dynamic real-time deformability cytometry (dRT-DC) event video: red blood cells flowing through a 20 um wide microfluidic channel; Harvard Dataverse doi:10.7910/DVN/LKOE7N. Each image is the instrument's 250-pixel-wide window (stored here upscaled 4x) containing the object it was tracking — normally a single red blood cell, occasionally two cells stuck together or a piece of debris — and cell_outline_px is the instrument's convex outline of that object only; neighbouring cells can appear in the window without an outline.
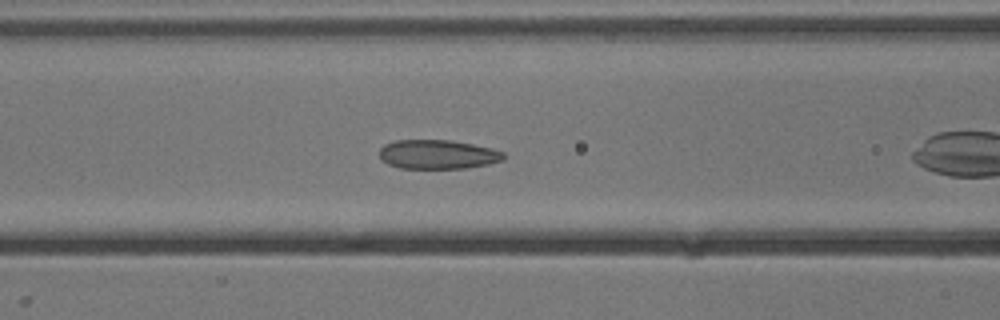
{"species": "common noctule bat (a hibernating species)", "species_latin": "Nyctalus noctula", "temperature_condition": "cold", "stored_images_in_passage": 41, "camera_frame_rate_fps": 3000, "um_per_image_px": 0.085, "animal": {"sex": "male", "body_mass_g": 13.3}, "frame": {"image": 1, "passage_image": 8, "time_ms": 2.333, "image_size_px": [1000, 320], "cell_outline_px": [[504, 160], [488, 164], [464, 168], [400, 168], [388, 164], [380, 160], [380, 148], [384, 144], [396, 140], [448, 140], [472, 144], [492, 148], [504, 152]], "centroid_in_image_um": [37.19, 13.12], "position_along_channel_um": 129.4, "area_um2": 21.1}}
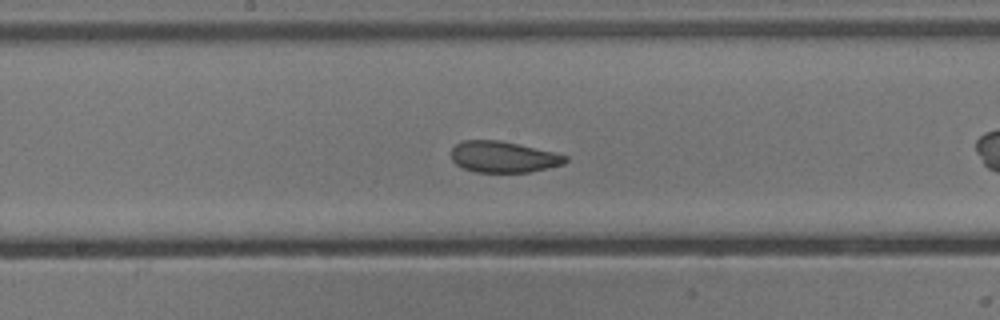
{"frame": {"image": 2, "passage_image": 14, "time_ms": 4.333, "image_size_px": [1000, 320], "cell_outline_px": [[568, 160], [564, 164], [548, 168], [528, 172], [476, 172], [464, 168], [456, 164], [452, 160], [452, 148], [456, 144], [464, 140], [500, 140], [552, 152], [568, 156]], "centroid_in_image_um": [42.78, 13.34], "position_along_channel_um": 205.4, "area_um2": 20.58}}
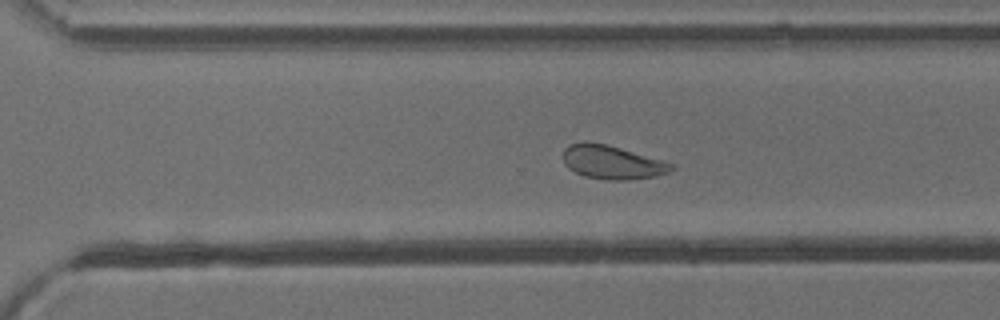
{"frame": {"image": 3, "passage_image": 23, "time_ms": 7.333, "image_size_px": [1000, 320], "cell_outline_px": [[676, 168], [668, 172], [652, 176], [624, 180], [608, 180], [584, 176], [568, 168], [564, 164], [564, 148], [568, 144], [584, 140], [604, 144], [620, 148], [660, 160], [672, 164]], "centroid_in_image_um": [51.95, 13.78], "position_along_channel_um": 318.6, "area_um2": 20.92}, "authors_computed_cell_mechanics": {"area_um2": 22.1952, "velocity_mm_per_s": 3.7913, "shape_relaxation_time_tau1_ms": 2.1296, "shape_relaxation_time_tau2_ms": 1.5055, "deformation_change_tau1": 0.0771, "deformation_change_tau2": 0.0513}}